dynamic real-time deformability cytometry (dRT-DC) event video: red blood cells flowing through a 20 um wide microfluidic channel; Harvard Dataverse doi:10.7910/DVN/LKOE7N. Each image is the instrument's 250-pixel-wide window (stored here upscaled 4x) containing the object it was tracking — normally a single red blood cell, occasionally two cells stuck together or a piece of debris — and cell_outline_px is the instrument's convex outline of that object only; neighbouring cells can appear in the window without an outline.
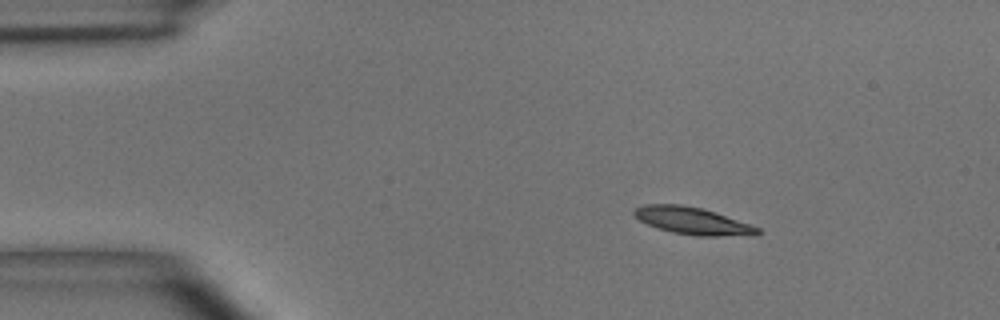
{"species": "common noctule bat (a hibernating species)", "species_latin": "Nyctalus noctula", "temperature_condition": "room temperature", "stored_images_in_passage": 4, "camera_frame_rate_fps": 3000, "um_per_image_px": 0.085, "animal": {"sex": "male", "body_mass_g": 15.6}, "frame": {"image": 1, "passage_image": 2, "time_ms": 1.333, "image_size_px": [1000, 320], "cell_outline_px": [[764, 232], [756, 236], [696, 236], [672, 232], [648, 224], [640, 220], [632, 212], [636, 208], [644, 204], [680, 204], [700, 208], [716, 212], [760, 228]], "centroid_in_image_um": [58.95, 18.79], "position_along_channel_um": 26.1, "area_um2": 19.59}}
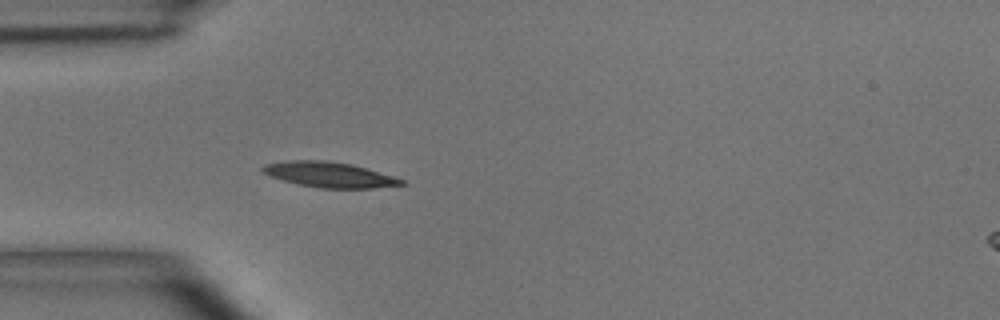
{"frame": {"image": 2, "passage_image": 4, "time_ms": 3.667, "image_size_px": [1000, 320], "cell_outline_px": [[408, 184], [372, 188], [320, 188], [300, 184], [284, 180], [260, 172], [260, 168], [264, 164], [284, 160], [328, 160], [352, 164], [392, 176], [404, 180]], "centroid_in_image_um": [27.96, 14.83], "position_along_channel_um": 57.0, "area_um2": 20.46}}